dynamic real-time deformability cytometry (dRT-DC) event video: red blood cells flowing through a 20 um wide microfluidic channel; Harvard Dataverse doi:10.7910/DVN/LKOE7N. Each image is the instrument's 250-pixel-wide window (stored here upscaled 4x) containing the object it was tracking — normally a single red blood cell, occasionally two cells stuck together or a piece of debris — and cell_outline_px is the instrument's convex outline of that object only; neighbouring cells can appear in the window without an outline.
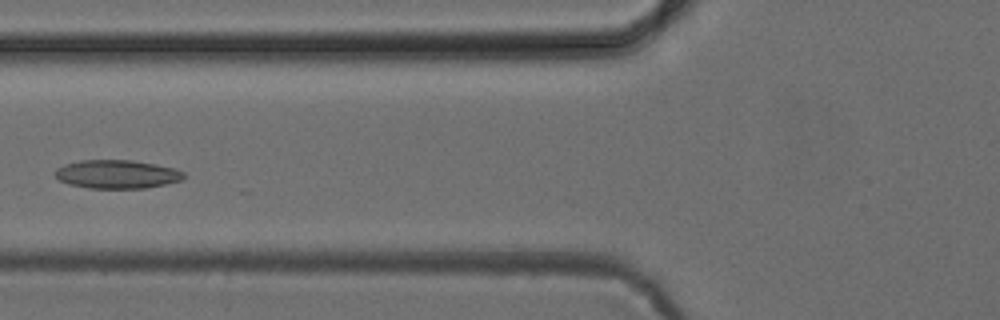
{"species": "common noctule bat (a hibernating species)", "species_latin": "Nyctalus noctula", "temperature_condition": "cold", "stored_images_in_passage": 6, "camera_frame_rate_fps": 3000, "um_per_image_px": 0.085, "animal": {"sex": "female", "body_mass_g": 24.6, "forearm_length_mm": 56.2}, "frame": {"image": 1, "passage_image": 5, "time_ms": 5.667, "image_size_px": [1000, 320], "cell_outline_px": [[184, 176], [180, 180], [164, 184], [144, 188], [88, 188], [68, 184], [60, 180], [56, 176], [56, 168], [64, 164], [80, 160], [132, 160], [156, 164], [176, 168], [184, 172]], "centroid_in_image_um": [9.93, 14.8], "position_along_channel_um": 115.9, "area_um2": 21.33}}
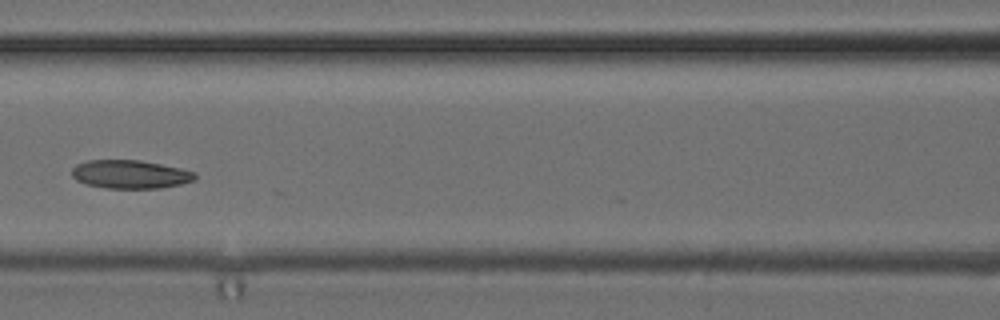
{"frame": {"image": 2, "passage_image": 6, "time_ms": 6.667, "image_size_px": [1000, 320], "cell_outline_px": [[196, 180], [180, 184], [160, 188], [108, 188], [84, 184], [76, 180], [72, 176], [72, 168], [76, 164], [88, 160], [140, 160], [180, 168], [196, 172]], "centroid_in_image_um": [11.06, 14.81], "position_along_channel_um": 155.5, "area_um2": 20.46}}